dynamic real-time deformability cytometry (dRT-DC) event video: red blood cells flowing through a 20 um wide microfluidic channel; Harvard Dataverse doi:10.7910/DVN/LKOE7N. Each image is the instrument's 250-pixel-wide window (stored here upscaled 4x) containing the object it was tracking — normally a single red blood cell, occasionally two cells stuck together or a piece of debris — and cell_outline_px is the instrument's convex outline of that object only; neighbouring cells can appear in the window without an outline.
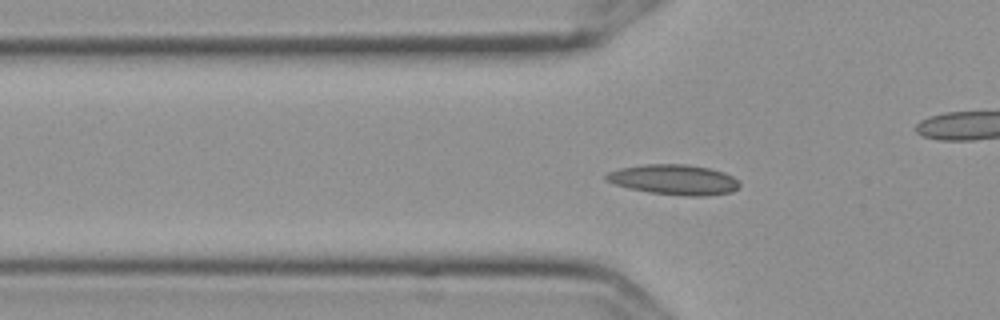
{"species": "Egyptian fruit bat (a non-hibernating species)", "species_latin": "Rousettus aegyptiacus", "temperature_condition": "cold", "stored_images_in_passage": 59, "camera_frame_rate_fps": 3000, "um_per_image_px": 0.085, "frame": {"image": 1, "passage_image": 20, "time_ms": 6.333, "image_size_px": [1000, 320], "cell_outline_px": [[740, 188], [732, 192], [708, 196], [684, 196], [648, 192], [628, 188], [604, 180], [604, 176], [608, 172], [620, 168], [644, 164], [684, 164], [708, 168], [724, 172], [732, 176], [740, 184]], "centroid_in_image_um": [57.29, 15.28], "position_along_channel_um": 68.5, "area_um2": 23.58}}
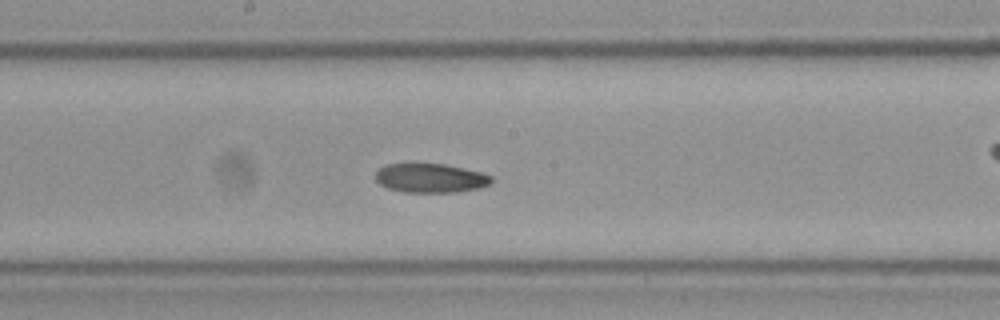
{"frame": {"image": 2, "passage_image": 32, "time_ms": 10.333, "image_size_px": [1000, 320], "cell_outline_px": [[492, 180], [488, 184], [480, 188], [456, 192], [404, 192], [388, 188], [380, 184], [376, 180], [376, 172], [384, 164], [444, 164], [464, 168], [480, 172], [492, 176]], "centroid_in_image_um": [36.58, 15.14], "position_along_channel_um": 211.6, "area_um2": 19.54}}
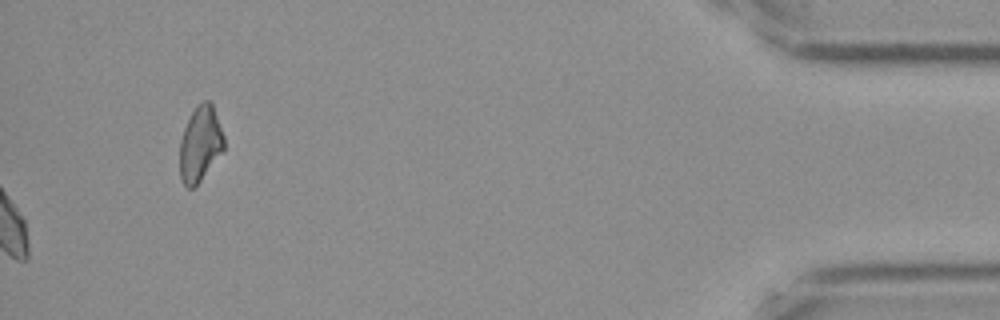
{"frame": {"image": 3, "passage_image": 59, "time_ms": 19.333, "image_size_px": [1000, 320], "cell_outline_px": [[224, 152], [200, 180], [192, 188], [188, 188], [184, 184], [180, 176], [180, 140], [184, 128], [192, 112], [204, 100], [208, 100], [212, 104], [224, 136]], "centroid_in_image_um": [17.03, 12.25], "position_along_channel_um": 418.2, "area_um2": 19.19}}